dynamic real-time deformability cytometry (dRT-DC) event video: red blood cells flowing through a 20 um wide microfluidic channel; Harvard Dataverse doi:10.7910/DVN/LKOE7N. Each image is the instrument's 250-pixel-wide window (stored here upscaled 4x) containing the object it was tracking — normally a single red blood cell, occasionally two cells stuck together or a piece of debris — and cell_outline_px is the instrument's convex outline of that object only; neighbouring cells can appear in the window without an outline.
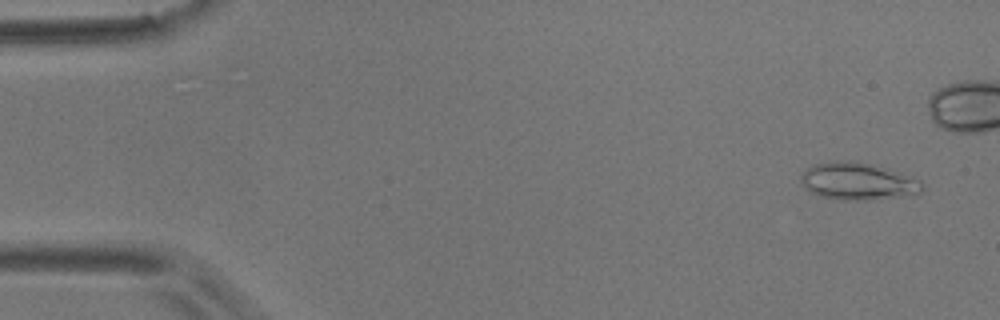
{"species": "common noctule bat (a hibernating species)", "species_latin": "Nyctalus noctula", "temperature_condition": "room temperature", "stored_images_in_passage": 58, "camera_frame_rate_fps": 3000, "um_per_image_px": 0.085, "animal": {"sex": "male", "body_mass_g": 17.9}, "frame": {"image": 1, "passage_image": 3, "time_ms": 0.667, "image_size_px": [1000, 320], "cell_outline_px": [[924, 188], [920, 192], [856, 200], [844, 200], [824, 196], [812, 192], [804, 184], [804, 172], [808, 168], [820, 164], [868, 164], [916, 180]], "centroid_in_image_um": [72.88, 15.46], "position_along_channel_um": 12.1, "area_um2": 23.29}}
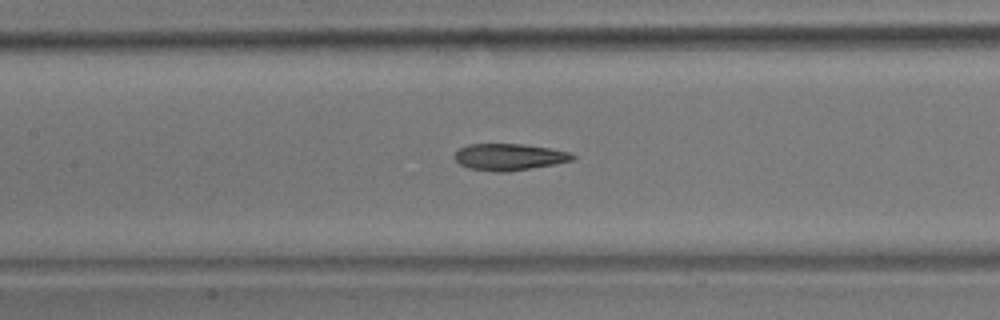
{"frame": {"image": 2, "passage_image": 26, "time_ms": 8.333, "image_size_px": [1000, 320], "cell_outline_px": [[576, 160], [508, 172], [496, 172], [468, 168], [460, 164], [452, 156], [460, 148], [468, 144], [524, 144], [548, 148], [568, 152], [576, 156]], "centroid_in_image_um": [43.26, 13.34], "position_along_channel_um": 164.1, "area_um2": 18.32}}
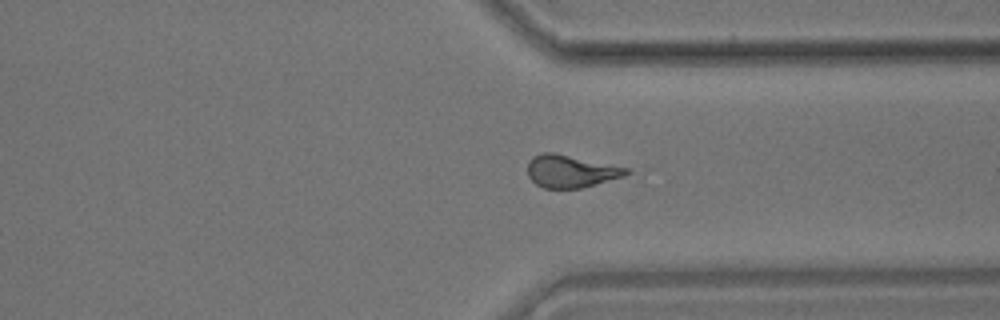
{"frame": {"image": 3, "passage_image": 43, "time_ms": 14.0, "image_size_px": [1000, 320], "cell_outline_px": [[632, 172], [624, 176], [596, 184], [580, 188], [544, 188], [536, 184], [528, 176], [528, 160], [532, 156], [540, 152], [552, 152], [628, 168]], "centroid_in_image_um": [48.49, 14.55], "position_along_channel_um": 362.9, "area_um2": 18.61}, "authors_computed_cell_mechanics": {"area_um2": 19.1029, "velocity_mm_per_s": 3.5137, "shape_relaxation_time_tau1_ms": 9.5564, "shape_relaxation_time_tau2_ms": 2.7799, "deformation_change_tau1": 0.2319, "deformation_change_tau2": 0.1143}}